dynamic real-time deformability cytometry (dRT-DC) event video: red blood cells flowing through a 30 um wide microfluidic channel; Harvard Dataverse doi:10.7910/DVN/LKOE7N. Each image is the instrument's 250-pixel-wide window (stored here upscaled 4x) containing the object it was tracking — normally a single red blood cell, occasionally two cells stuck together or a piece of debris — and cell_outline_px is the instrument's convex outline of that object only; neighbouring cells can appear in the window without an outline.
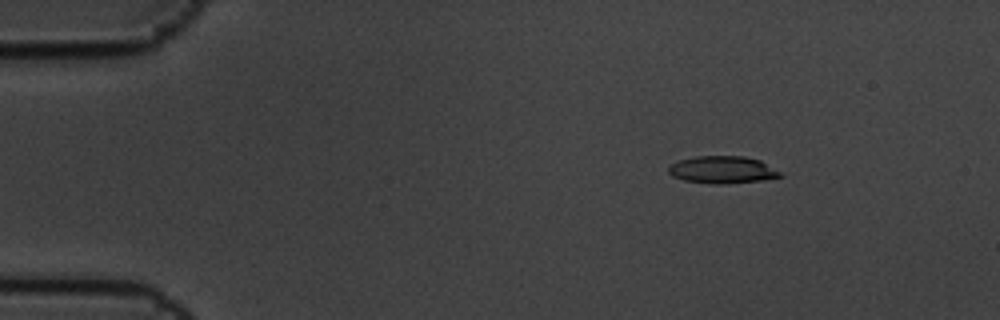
{"species": "common noctule bat (a hibernating species)", "species_latin": "Nyctalus noctula", "temperature_condition": "cold", "stored_images_in_passage": 5, "camera_frame_rate_fps": 3000, "um_per_image_px": 0.085, "animal": {"sex": "male", "body_mass_g": 19.5, "forearm_length_mm": 54.6}, "frame": {"image": 1, "passage_image": 3, "time_ms": 0.667, "image_size_px": [1000, 320], "cell_outline_px": [[784, 176], [764, 180], [724, 184], [712, 184], [684, 180], [672, 176], [668, 172], [668, 168], [672, 164], [680, 160], [696, 156], [744, 156], [760, 160], [780, 172]], "centroid_in_image_um": [61.42, 14.43], "position_along_channel_um": 23.6, "area_um2": 17.74}}
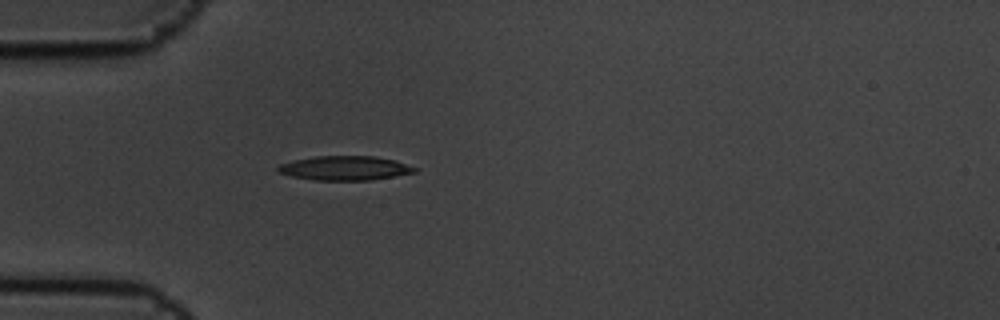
{"frame": {"image": 2, "passage_image": 5, "time_ms": 1.333, "image_size_px": [1000, 320], "cell_outline_px": [[416, 172], [372, 180], [312, 180], [292, 176], [276, 172], [276, 168], [280, 164], [292, 160], [316, 156], [372, 156], [396, 160], [416, 168]], "centroid_in_image_um": [29.27, 14.29], "position_along_channel_um": 55.7, "area_um2": 19.36}}